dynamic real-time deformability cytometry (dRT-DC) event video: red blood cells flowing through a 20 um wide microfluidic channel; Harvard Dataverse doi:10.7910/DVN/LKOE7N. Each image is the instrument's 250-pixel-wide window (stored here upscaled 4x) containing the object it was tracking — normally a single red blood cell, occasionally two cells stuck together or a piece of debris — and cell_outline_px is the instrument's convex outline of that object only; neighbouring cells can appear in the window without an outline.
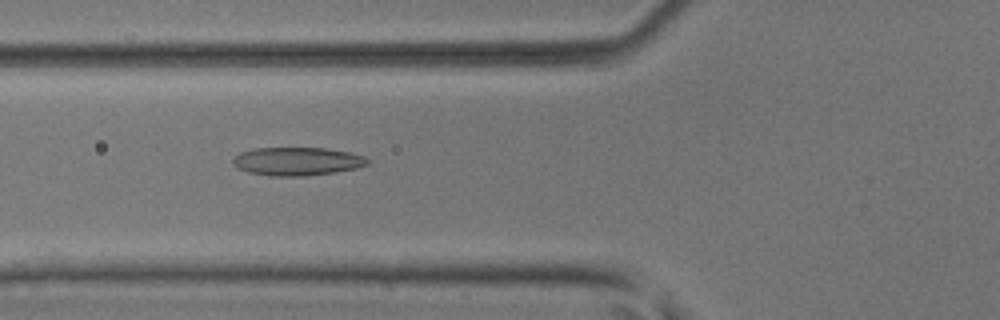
{"species": "common noctule bat (a hibernating species)", "species_latin": "Nyctalus noctula", "temperature_condition": "room temperature", "stored_images_in_passage": 48, "camera_frame_rate_fps": 3000, "um_per_image_px": 0.085, "animal": {"sex": "male", "body_mass_g": 17.9, "forearm_length_mm": 54.2}, "frame": {"image": 1, "passage_image": 19, "time_ms": 6.0, "image_size_px": [1000, 320], "cell_outline_px": [[368, 164], [356, 168], [332, 172], [304, 176], [268, 176], [248, 172], [236, 168], [232, 164], [232, 160], [240, 152], [256, 148], [324, 148], [348, 152], [364, 156], [368, 160]], "centroid_in_image_um": [25.2, 13.72], "position_along_channel_um": 100.6, "area_um2": 22.08}}
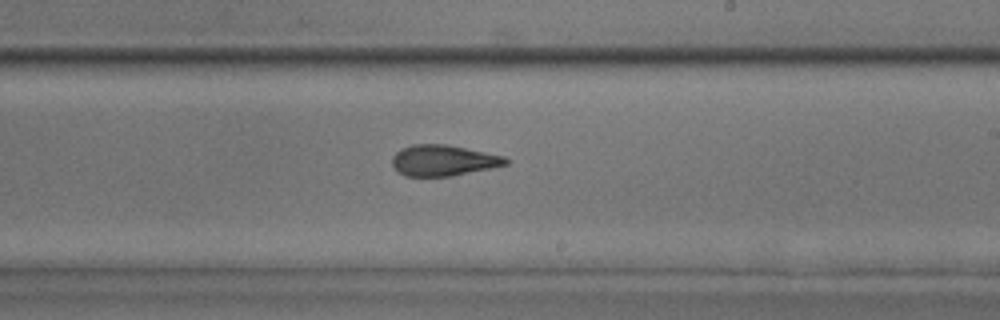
{"frame": {"image": 2, "passage_image": 30, "time_ms": 9.667, "image_size_px": [1000, 320], "cell_outline_px": [[508, 164], [492, 168], [452, 176], [404, 176], [392, 164], [392, 156], [400, 148], [412, 144], [448, 144], [504, 156], [508, 160]], "centroid_in_image_um": [37.68, 13.63], "position_along_channel_um": 251.3, "area_um2": 20.52}}
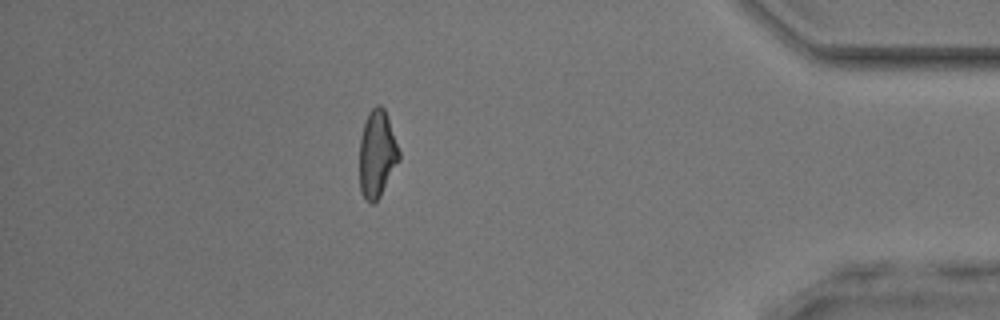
{"frame": {"image": 3, "passage_image": 44, "time_ms": 14.333, "image_size_px": [1000, 320], "cell_outline_px": [[400, 160], [380, 196], [372, 204], [368, 204], [360, 192], [360, 140], [364, 124], [368, 112], [376, 104], [380, 104], [384, 108], [400, 152]], "centroid_in_image_um": [32.05, 13.11], "position_along_channel_um": 403.2, "area_um2": 20.06}, "authors_computed_cell_mechanics": {"area_um2": 21.0681, "velocity_mm_per_s": 4.1206, "shape_relaxation_time_tau1_ms": null, "shape_relaxation_time_tau2_ms": 3.0715, "deformation_change_tau1": null, "deformation_change_tau2": 0.1093}}